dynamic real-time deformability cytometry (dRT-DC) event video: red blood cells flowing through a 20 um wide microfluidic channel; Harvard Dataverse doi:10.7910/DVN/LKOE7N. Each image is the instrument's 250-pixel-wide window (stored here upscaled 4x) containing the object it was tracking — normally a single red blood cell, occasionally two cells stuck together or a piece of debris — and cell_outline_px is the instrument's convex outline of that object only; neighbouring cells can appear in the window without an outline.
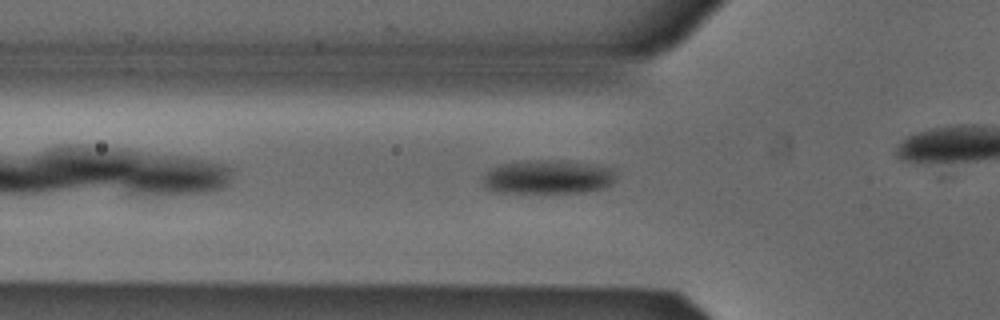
{"species": "Egyptian fruit bat (a non-hibernating species)", "species_latin": "Rousettus aegyptiacus", "temperature_condition": "cold", "stored_images_in_passage": 38, "camera_frame_rate_fps": 3000, "um_per_image_px": 0.085, "animal": {"sex": "male"}, "frame": {"image": 1, "passage_image": 14, "time_ms": 4.333, "image_size_px": [1000, 320], "cell_outline_px": [[616, 180], [600, 188], [580, 192], [496, 192], [488, 188], [480, 180], [492, 168], [500, 164], [524, 160], [568, 160], [612, 168], [616, 176]], "centroid_in_image_um": [46.55, 15.02], "position_along_channel_um": 79.3, "area_um2": 26.13}}
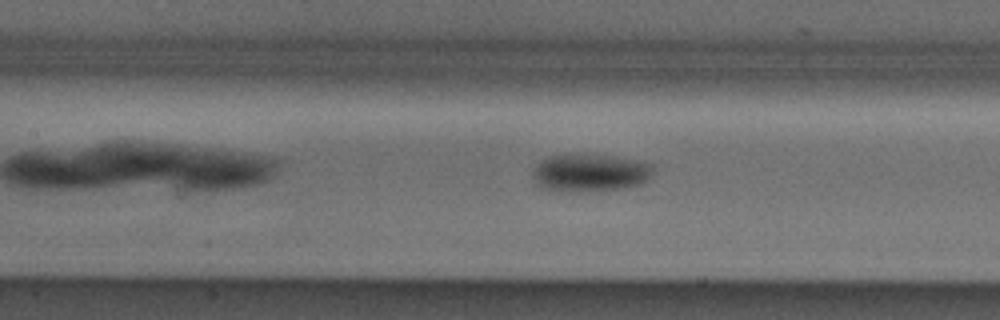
{"frame": {"image": 2, "passage_image": 20, "time_ms": 6.333, "image_size_px": [1000, 320], "cell_outline_px": [[652, 172], [648, 180], [640, 184], [624, 188], [584, 192], [568, 192], [540, 188], [536, 184], [532, 176], [532, 172], [540, 160], [548, 156], [612, 156], [636, 160], [652, 164]], "centroid_in_image_um": [50.13, 14.72], "position_along_channel_um": 157.3, "area_um2": 26.24}}
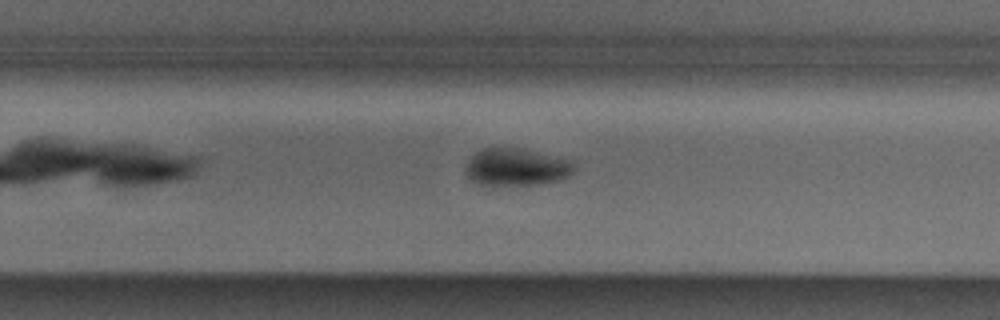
{"frame": {"image": 3, "passage_image": 30, "time_ms": 9.667, "image_size_px": [1000, 320], "cell_outline_px": [[576, 168], [564, 180], [540, 184], [480, 184], [472, 180], [464, 172], [464, 168], [468, 160], [480, 148], [496, 144], [520, 148], [576, 160]], "centroid_in_image_um": [43.92, 14.14], "position_along_channel_um": 285.9, "area_um2": 24.51}}